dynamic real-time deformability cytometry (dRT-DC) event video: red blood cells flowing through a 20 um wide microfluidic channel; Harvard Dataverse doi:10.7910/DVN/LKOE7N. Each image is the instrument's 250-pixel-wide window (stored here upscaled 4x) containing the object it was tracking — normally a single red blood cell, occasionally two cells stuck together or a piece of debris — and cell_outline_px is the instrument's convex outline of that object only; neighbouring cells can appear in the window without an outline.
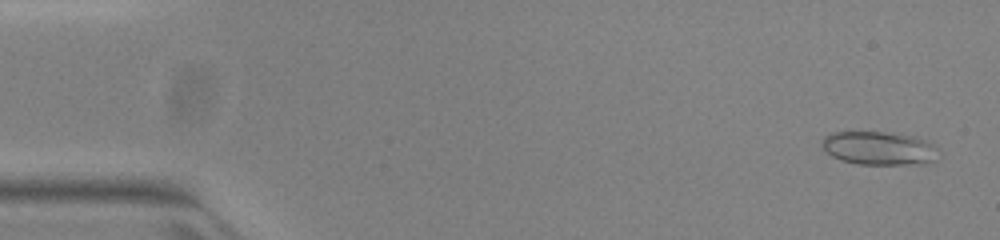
{"species": "common noctule bat (a hibernating species)", "species_latin": "Nyctalus noctula", "temperature_condition": "warm", "stored_images_in_passage": 51, "camera_frame_rate_fps": 3000, "um_per_image_px": 0.085, "animal": {"sex": "female", "body_mass_g": 23.0, "forearm_length_mm": 53.4}, "frame": {"image": 1, "passage_image": 2, "time_ms": 0.333, "image_size_px": [1000, 240], "cell_outline_px": [[936, 160], [928, 164], [856, 164], [840, 160], [832, 156], [820, 144], [824, 136], [832, 132], [848, 128], [884, 132], [916, 136], [936, 144]], "centroid_in_image_um": [74.67, 12.55], "position_along_channel_um": 10.3, "area_um2": 23.7}}
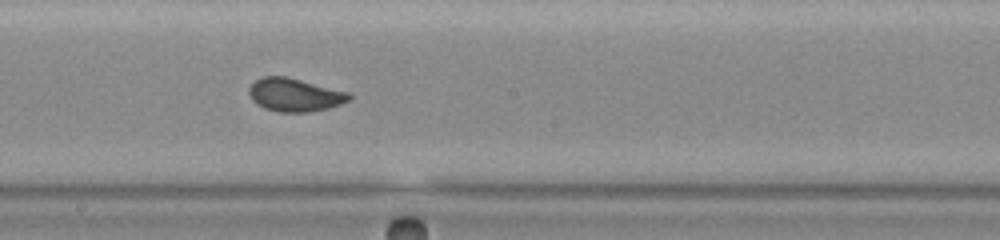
{"frame": {"image": 2, "passage_image": 28, "time_ms": 9.0, "image_size_px": [1000, 240], "cell_outline_px": [[352, 100], [328, 108], [308, 112], [280, 112], [264, 108], [256, 104], [252, 100], [248, 92], [248, 88], [256, 80], [264, 76], [284, 76], [348, 92], [352, 96]], "centroid_in_image_um": [25.04, 8.07], "position_along_channel_um": 223.2, "area_um2": 19.25}}
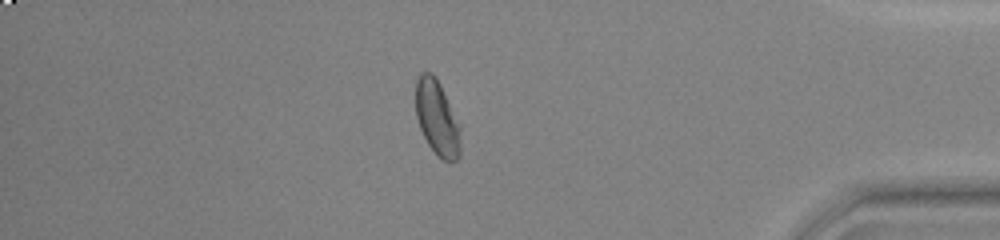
{"frame": {"image": 3, "passage_image": 44, "time_ms": 14.333, "image_size_px": [1000, 240], "cell_outline_px": [[460, 156], [456, 160], [440, 160], [436, 156], [428, 144], [420, 128], [416, 116], [416, 80], [420, 72], [432, 72], [436, 76], [460, 124]], "centroid_in_image_um": [37.15, 10.02], "position_along_channel_um": 398.0, "area_um2": 19.77}, "authors_computed_cell_mechanics": {"area_um2": 19.7098, "velocity_mm_per_s": 3.9787, "shape_relaxation_time_tau1_ms": 3.786, "shape_relaxation_time_tau2_ms": null, "deformation_change_tau1": 0.1194, "deformation_change_tau2": null}}